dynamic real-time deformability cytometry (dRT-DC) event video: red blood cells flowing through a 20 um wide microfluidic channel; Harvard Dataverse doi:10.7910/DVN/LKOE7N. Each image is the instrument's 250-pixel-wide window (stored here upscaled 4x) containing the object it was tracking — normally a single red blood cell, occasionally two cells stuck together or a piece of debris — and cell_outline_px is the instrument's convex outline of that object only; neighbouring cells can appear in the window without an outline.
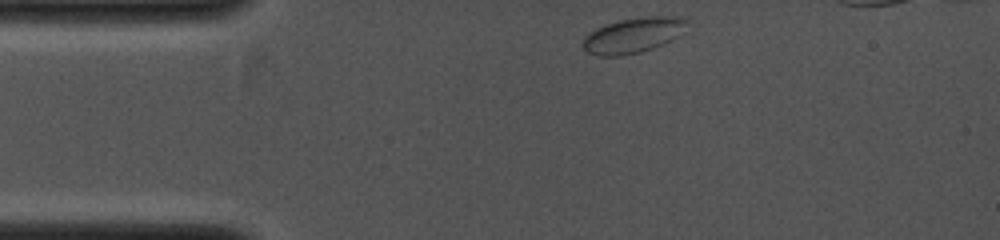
{"species": "common noctule bat (a hibernating species)", "species_latin": "Nyctalus noctula", "temperature_condition": "cold", "stored_images_in_passage": 31, "camera_frame_rate_fps": 4000, "um_per_image_px": 0.085, "animal": {"sex": "female", "body_mass_g": 19.0, "forearm_length_mm": 53.3}, "frame": {"image": 1, "passage_image": 1, "time_ms": 0.0, "image_size_px": [1000, 240], "cell_outline_px": [[692, 20], [680, 36], [672, 40], [652, 48], [640, 52], [624, 56], [600, 56], [588, 52], [580, 44], [584, 36], [588, 32], [604, 24], [620, 20], [648, 16], [684, 16]], "centroid_in_image_um": [53.86, 2.98], "position_along_channel_um": 31.1, "area_um2": 21.96}}
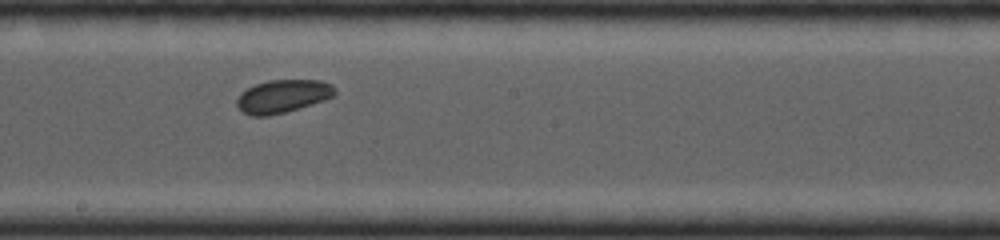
{"frame": {"image": 2, "passage_image": 17, "time_ms": 4.0, "image_size_px": [1000, 240], "cell_outline_px": [[336, 92], [332, 96], [324, 100], [312, 104], [284, 112], [268, 116], [252, 116], [244, 112], [236, 104], [236, 100], [240, 92], [256, 84], [268, 80], [320, 80], [332, 84], [336, 88]], "centroid_in_image_um": [24.03, 8.17], "position_along_channel_um": 224.2, "area_um2": 18.79}}
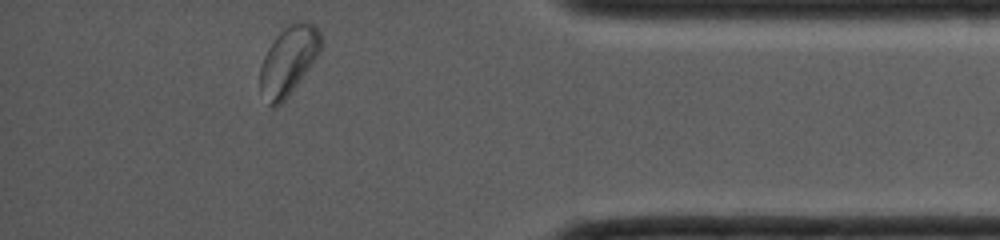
{"frame": {"image": 3, "passage_image": 31, "time_ms": 7.5, "image_size_px": [1000, 240], "cell_outline_px": [[320, 52], [288, 96], [276, 108], [272, 108], [268, 104], [260, 88], [260, 68], [264, 56], [268, 48], [276, 36], [288, 24], [296, 20], [304, 20], [312, 24], [320, 32]], "centroid_in_image_um": [24.5, 5.14], "position_along_channel_um": 410.7, "area_um2": 24.04}}